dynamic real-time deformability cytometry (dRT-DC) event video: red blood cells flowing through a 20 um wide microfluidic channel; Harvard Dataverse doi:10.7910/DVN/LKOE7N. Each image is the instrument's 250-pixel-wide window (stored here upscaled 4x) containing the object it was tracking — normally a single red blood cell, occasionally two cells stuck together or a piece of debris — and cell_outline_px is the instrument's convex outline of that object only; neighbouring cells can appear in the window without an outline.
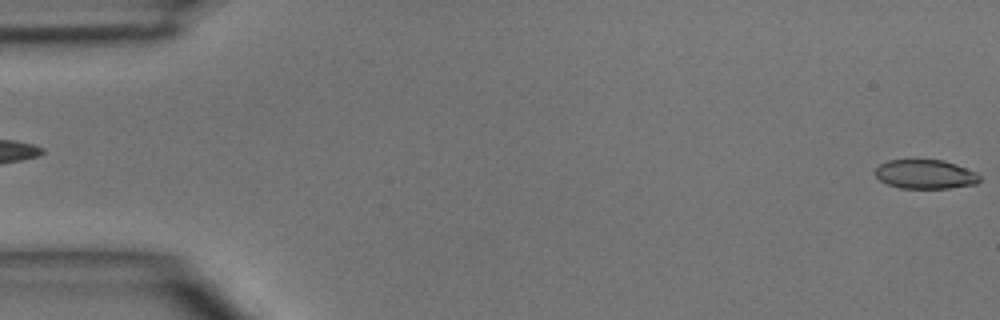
{"species": "common noctule bat (a hibernating species)", "species_latin": "Nyctalus noctula", "temperature_condition": "room temperature", "stored_images_in_passage": 5, "segment_of_instrument_passage": [2, 2], "camera_frame_rate_fps": 3000, "um_per_image_px": 0.085, "animal": {"sex": "male", "body_mass_g": 15.6}, "frame": {"image": 1, "passage_image": 5, "time_ms": 4.667, "image_size_px": [1000, 320], "cell_outline_px": [[980, 180], [976, 184], [948, 188], [900, 188], [888, 184], [880, 180], [872, 172], [880, 164], [888, 160], [944, 160], [956, 164], [976, 172], [980, 176]], "centroid_in_image_um": [78.64, 14.81], "position_along_channel_um": 6.4, "area_um2": 17.74}}